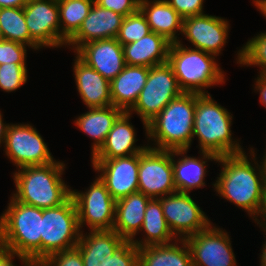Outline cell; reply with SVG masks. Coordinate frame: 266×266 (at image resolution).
I'll return each mask as SVG.
<instances>
[{"label": "cell", "mask_w": 266, "mask_h": 266, "mask_svg": "<svg viewBox=\"0 0 266 266\" xmlns=\"http://www.w3.org/2000/svg\"><path fill=\"white\" fill-rule=\"evenodd\" d=\"M245 153L220 156L217 162L222 164L221 173L212 185L217 194L244 209L254 219L260 207L265 179L261 162H255L254 149L251 148L249 153L254 165Z\"/></svg>", "instance_id": "cell-1"}, {"label": "cell", "mask_w": 266, "mask_h": 266, "mask_svg": "<svg viewBox=\"0 0 266 266\" xmlns=\"http://www.w3.org/2000/svg\"><path fill=\"white\" fill-rule=\"evenodd\" d=\"M65 168V163L55 161L17 169L13 176L16 192H13L12 197L40 209L62 205L71 197L72 190L62 179Z\"/></svg>", "instance_id": "cell-2"}, {"label": "cell", "mask_w": 266, "mask_h": 266, "mask_svg": "<svg viewBox=\"0 0 266 266\" xmlns=\"http://www.w3.org/2000/svg\"><path fill=\"white\" fill-rule=\"evenodd\" d=\"M195 93L183 92L172 99L147 124V137L156 150H188L193 140ZM157 145V146H156Z\"/></svg>", "instance_id": "cell-3"}, {"label": "cell", "mask_w": 266, "mask_h": 266, "mask_svg": "<svg viewBox=\"0 0 266 266\" xmlns=\"http://www.w3.org/2000/svg\"><path fill=\"white\" fill-rule=\"evenodd\" d=\"M232 114L215 102L210 94L195 93L193 139L198 137L200 151L226 156L244 153L232 138Z\"/></svg>", "instance_id": "cell-4"}, {"label": "cell", "mask_w": 266, "mask_h": 266, "mask_svg": "<svg viewBox=\"0 0 266 266\" xmlns=\"http://www.w3.org/2000/svg\"><path fill=\"white\" fill-rule=\"evenodd\" d=\"M215 58L210 53L186 47L181 41L171 43L168 53V63L185 93L210 94L204 89L225 82L224 72Z\"/></svg>", "instance_id": "cell-5"}, {"label": "cell", "mask_w": 266, "mask_h": 266, "mask_svg": "<svg viewBox=\"0 0 266 266\" xmlns=\"http://www.w3.org/2000/svg\"><path fill=\"white\" fill-rule=\"evenodd\" d=\"M7 209L0 216V240L17 252L41 262L42 209L10 198Z\"/></svg>", "instance_id": "cell-6"}, {"label": "cell", "mask_w": 266, "mask_h": 266, "mask_svg": "<svg viewBox=\"0 0 266 266\" xmlns=\"http://www.w3.org/2000/svg\"><path fill=\"white\" fill-rule=\"evenodd\" d=\"M81 230L74 200L54 208L42 209L41 261L58 251L76 247Z\"/></svg>", "instance_id": "cell-7"}, {"label": "cell", "mask_w": 266, "mask_h": 266, "mask_svg": "<svg viewBox=\"0 0 266 266\" xmlns=\"http://www.w3.org/2000/svg\"><path fill=\"white\" fill-rule=\"evenodd\" d=\"M183 91L179 87L173 69L168 62L149 68L145 86L139 94L134 106L128 111L135 112L143 122L147 135V124L153 120L162 109Z\"/></svg>", "instance_id": "cell-8"}, {"label": "cell", "mask_w": 266, "mask_h": 266, "mask_svg": "<svg viewBox=\"0 0 266 266\" xmlns=\"http://www.w3.org/2000/svg\"><path fill=\"white\" fill-rule=\"evenodd\" d=\"M79 228L86 224L90 231L113 230L115 221V203L105 184L96 177L87 191L71 190Z\"/></svg>", "instance_id": "cell-9"}, {"label": "cell", "mask_w": 266, "mask_h": 266, "mask_svg": "<svg viewBox=\"0 0 266 266\" xmlns=\"http://www.w3.org/2000/svg\"><path fill=\"white\" fill-rule=\"evenodd\" d=\"M4 151L16 167L47 165L56 160L33 125L9 124Z\"/></svg>", "instance_id": "cell-10"}, {"label": "cell", "mask_w": 266, "mask_h": 266, "mask_svg": "<svg viewBox=\"0 0 266 266\" xmlns=\"http://www.w3.org/2000/svg\"><path fill=\"white\" fill-rule=\"evenodd\" d=\"M138 191L145 196L161 198L177 192L172 167V151L148 147L139 153Z\"/></svg>", "instance_id": "cell-11"}, {"label": "cell", "mask_w": 266, "mask_h": 266, "mask_svg": "<svg viewBox=\"0 0 266 266\" xmlns=\"http://www.w3.org/2000/svg\"><path fill=\"white\" fill-rule=\"evenodd\" d=\"M159 199L167 225L177 239L197 234L212 224L189 193L175 192Z\"/></svg>", "instance_id": "cell-12"}, {"label": "cell", "mask_w": 266, "mask_h": 266, "mask_svg": "<svg viewBox=\"0 0 266 266\" xmlns=\"http://www.w3.org/2000/svg\"><path fill=\"white\" fill-rule=\"evenodd\" d=\"M212 225L185 238L193 266H237L230 235Z\"/></svg>", "instance_id": "cell-13"}, {"label": "cell", "mask_w": 266, "mask_h": 266, "mask_svg": "<svg viewBox=\"0 0 266 266\" xmlns=\"http://www.w3.org/2000/svg\"><path fill=\"white\" fill-rule=\"evenodd\" d=\"M23 10L30 37L41 48L67 44L61 38L57 0H27Z\"/></svg>", "instance_id": "cell-14"}, {"label": "cell", "mask_w": 266, "mask_h": 266, "mask_svg": "<svg viewBox=\"0 0 266 266\" xmlns=\"http://www.w3.org/2000/svg\"><path fill=\"white\" fill-rule=\"evenodd\" d=\"M91 163L115 201L138 192L139 153L114 159H91Z\"/></svg>", "instance_id": "cell-15"}, {"label": "cell", "mask_w": 266, "mask_h": 266, "mask_svg": "<svg viewBox=\"0 0 266 266\" xmlns=\"http://www.w3.org/2000/svg\"><path fill=\"white\" fill-rule=\"evenodd\" d=\"M229 21L202 14L183 19L182 34L195 49L218 56L227 43Z\"/></svg>", "instance_id": "cell-16"}, {"label": "cell", "mask_w": 266, "mask_h": 266, "mask_svg": "<svg viewBox=\"0 0 266 266\" xmlns=\"http://www.w3.org/2000/svg\"><path fill=\"white\" fill-rule=\"evenodd\" d=\"M75 55L109 82L126 66L122 45L116 38L85 43L75 51Z\"/></svg>", "instance_id": "cell-17"}, {"label": "cell", "mask_w": 266, "mask_h": 266, "mask_svg": "<svg viewBox=\"0 0 266 266\" xmlns=\"http://www.w3.org/2000/svg\"><path fill=\"white\" fill-rule=\"evenodd\" d=\"M124 16L103 8L94 2L78 32L67 42L74 52L83 44L92 41L116 38Z\"/></svg>", "instance_id": "cell-18"}, {"label": "cell", "mask_w": 266, "mask_h": 266, "mask_svg": "<svg viewBox=\"0 0 266 266\" xmlns=\"http://www.w3.org/2000/svg\"><path fill=\"white\" fill-rule=\"evenodd\" d=\"M187 152L188 150L172 151L174 183L177 192L181 193H189L193 189L206 186L204 181L207 172L206 163L208 160L217 163L219 159L218 155L211 152L200 151L202 154L200 159L187 156ZM175 156H179L178 160L175 159ZM180 156L182 157L180 158Z\"/></svg>", "instance_id": "cell-19"}, {"label": "cell", "mask_w": 266, "mask_h": 266, "mask_svg": "<svg viewBox=\"0 0 266 266\" xmlns=\"http://www.w3.org/2000/svg\"><path fill=\"white\" fill-rule=\"evenodd\" d=\"M132 117L129 112H123L115 121L113 127L108 133L104 144L92 156L91 159H114L128 157L144 152L147 146H136V132L129 118Z\"/></svg>", "instance_id": "cell-20"}, {"label": "cell", "mask_w": 266, "mask_h": 266, "mask_svg": "<svg viewBox=\"0 0 266 266\" xmlns=\"http://www.w3.org/2000/svg\"><path fill=\"white\" fill-rule=\"evenodd\" d=\"M75 57L72 65L75 83L84 104L87 108L111 106L110 82L77 55Z\"/></svg>", "instance_id": "cell-21"}, {"label": "cell", "mask_w": 266, "mask_h": 266, "mask_svg": "<svg viewBox=\"0 0 266 266\" xmlns=\"http://www.w3.org/2000/svg\"><path fill=\"white\" fill-rule=\"evenodd\" d=\"M149 68L126 65L110 82L112 105L128 112L136 103L148 78Z\"/></svg>", "instance_id": "cell-22"}, {"label": "cell", "mask_w": 266, "mask_h": 266, "mask_svg": "<svg viewBox=\"0 0 266 266\" xmlns=\"http://www.w3.org/2000/svg\"><path fill=\"white\" fill-rule=\"evenodd\" d=\"M171 42L151 31L136 42L122 45L126 65L152 67L168 62Z\"/></svg>", "instance_id": "cell-23"}, {"label": "cell", "mask_w": 266, "mask_h": 266, "mask_svg": "<svg viewBox=\"0 0 266 266\" xmlns=\"http://www.w3.org/2000/svg\"><path fill=\"white\" fill-rule=\"evenodd\" d=\"M150 199L138 191L116 200L113 230L125 240L134 239L140 232Z\"/></svg>", "instance_id": "cell-24"}, {"label": "cell", "mask_w": 266, "mask_h": 266, "mask_svg": "<svg viewBox=\"0 0 266 266\" xmlns=\"http://www.w3.org/2000/svg\"><path fill=\"white\" fill-rule=\"evenodd\" d=\"M81 231L76 247L83 258L84 266H107L115 249L125 240L114 230Z\"/></svg>", "instance_id": "cell-25"}, {"label": "cell", "mask_w": 266, "mask_h": 266, "mask_svg": "<svg viewBox=\"0 0 266 266\" xmlns=\"http://www.w3.org/2000/svg\"><path fill=\"white\" fill-rule=\"evenodd\" d=\"M139 9L145 15L150 30L164 36L169 42H179L183 18L165 0H140ZM178 37V38H177Z\"/></svg>", "instance_id": "cell-26"}, {"label": "cell", "mask_w": 266, "mask_h": 266, "mask_svg": "<svg viewBox=\"0 0 266 266\" xmlns=\"http://www.w3.org/2000/svg\"><path fill=\"white\" fill-rule=\"evenodd\" d=\"M74 121L76 126L93 139L91 156L104 144L108 133L117 118L124 112L113 105L106 107L88 108Z\"/></svg>", "instance_id": "cell-27"}, {"label": "cell", "mask_w": 266, "mask_h": 266, "mask_svg": "<svg viewBox=\"0 0 266 266\" xmlns=\"http://www.w3.org/2000/svg\"><path fill=\"white\" fill-rule=\"evenodd\" d=\"M139 266H193V263L185 239H177L170 244L139 248Z\"/></svg>", "instance_id": "cell-28"}, {"label": "cell", "mask_w": 266, "mask_h": 266, "mask_svg": "<svg viewBox=\"0 0 266 266\" xmlns=\"http://www.w3.org/2000/svg\"><path fill=\"white\" fill-rule=\"evenodd\" d=\"M140 231L145 233L141 240L132 239L138 248L149 245L170 244L177 238L170 231L161 205L160 199L149 200L144 214V221Z\"/></svg>", "instance_id": "cell-29"}, {"label": "cell", "mask_w": 266, "mask_h": 266, "mask_svg": "<svg viewBox=\"0 0 266 266\" xmlns=\"http://www.w3.org/2000/svg\"><path fill=\"white\" fill-rule=\"evenodd\" d=\"M61 38L67 43L80 29L94 0H57Z\"/></svg>", "instance_id": "cell-30"}, {"label": "cell", "mask_w": 266, "mask_h": 266, "mask_svg": "<svg viewBox=\"0 0 266 266\" xmlns=\"http://www.w3.org/2000/svg\"><path fill=\"white\" fill-rule=\"evenodd\" d=\"M0 26L4 40L19 42L35 50L41 49L30 37L23 8H0Z\"/></svg>", "instance_id": "cell-31"}, {"label": "cell", "mask_w": 266, "mask_h": 266, "mask_svg": "<svg viewBox=\"0 0 266 266\" xmlns=\"http://www.w3.org/2000/svg\"><path fill=\"white\" fill-rule=\"evenodd\" d=\"M237 63L242 66L261 67L260 74H266V32L254 36L237 52Z\"/></svg>", "instance_id": "cell-32"}, {"label": "cell", "mask_w": 266, "mask_h": 266, "mask_svg": "<svg viewBox=\"0 0 266 266\" xmlns=\"http://www.w3.org/2000/svg\"><path fill=\"white\" fill-rule=\"evenodd\" d=\"M150 32V26L145 15L138 9L135 13L124 17L116 39L121 45L130 44Z\"/></svg>", "instance_id": "cell-33"}, {"label": "cell", "mask_w": 266, "mask_h": 266, "mask_svg": "<svg viewBox=\"0 0 266 266\" xmlns=\"http://www.w3.org/2000/svg\"><path fill=\"white\" fill-rule=\"evenodd\" d=\"M26 63H6L0 65V89L13 92L27 82Z\"/></svg>", "instance_id": "cell-34"}, {"label": "cell", "mask_w": 266, "mask_h": 266, "mask_svg": "<svg viewBox=\"0 0 266 266\" xmlns=\"http://www.w3.org/2000/svg\"><path fill=\"white\" fill-rule=\"evenodd\" d=\"M107 266H139V248L132 240H124L115 249Z\"/></svg>", "instance_id": "cell-35"}, {"label": "cell", "mask_w": 266, "mask_h": 266, "mask_svg": "<svg viewBox=\"0 0 266 266\" xmlns=\"http://www.w3.org/2000/svg\"><path fill=\"white\" fill-rule=\"evenodd\" d=\"M37 266H84V262L79 249L74 247L47 256Z\"/></svg>", "instance_id": "cell-36"}, {"label": "cell", "mask_w": 266, "mask_h": 266, "mask_svg": "<svg viewBox=\"0 0 266 266\" xmlns=\"http://www.w3.org/2000/svg\"><path fill=\"white\" fill-rule=\"evenodd\" d=\"M27 45L10 40H0V65L26 63Z\"/></svg>", "instance_id": "cell-37"}, {"label": "cell", "mask_w": 266, "mask_h": 266, "mask_svg": "<svg viewBox=\"0 0 266 266\" xmlns=\"http://www.w3.org/2000/svg\"><path fill=\"white\" fill-rule=\"evenodd\" d=\"M184 19L204 14V0H165Z\"/></svg>", "instance_id": "cell-38"}, {"label": "cell", "mask_w": 266, "mask_h": 266, "mask_svg": "<svg viewBox=\"0 0 266 266\" xmlns=\"http://www.w3.org/2000/svg\"><path fill=\"white\" fill-rule=\"evenodd\" d=\"M99 6L118 14L128 16L139 9L140 0H94Z\"/></svg>", "instance_id": "cell-39"}, {"label": "cell", "mask_w": 266, "mask_h": 266, "mask_svg": "<svg viewBox=\"0 0 266 266\" xmlns=\"http://www.w3.org/2000/svg\"><path fill=\"white\" fill-rule=\"evenodd\" d=\"M17 256L23 266H37V264L27 255L6 247L0 240V266H15L14 257Z\"/></svg>", "instance_id": "cell-40"}, {"label": "cell", "mask_w": 266, "mask_h": 266, "mask_svg": "<svg viewBox=\"0 0 266 266\" xmlns=\"http://www.w3.org/2000/svg\"><path fill=\"white\" fill-rule=\"evenodd\" d=\"M259 216L262 219H258ZM254 221L255 223L257 222V225L259 224L260 227H262L264 231H266V182L264 183V186H263V193L261 197L260 207H259L256 217L254 218Z\"/></svg>", "instance_id": "cell-41"}, {"label": "cell", "mask_w": 266, "mask_h": 266, "mask_svg": "<svg viewBox=\"0 0 266 266\" xmlns=\"http://www.w3.org/2000/svg\"><path fill=\"white\" fill-rule=\"evenodd\" d=\"M255 89L260 94V103L266 108V74H260L256 78Z\"/></svg>", "instance_id": "cell-42"}, {"label": "cell", "mask_w": 266, "mask_h": 266, "mask_svg": "<svg viewBox=\"0 0 266 266\" xmlns=\"http://www.w3.org/2000/svg\"><path fill=\"white\" fill-rule=\"evenodd\" d=\"M27 0H0V8H23Z\"/></svg>", "instance_id": "cell-43"}, {"label": "cell", "mask_w": 266, "mask_h": 266, "mask_svg": "<svg viewBox=\"0 0 266 266\" xmlns=\"http://www.w3.org/2000/svg\"><path fill=\"white\" fill-rule=\"evenodd\" d=\"M2 116L3 115L1 114V111H0V147H1V144H3L5 142V137L7 134V128L9 126L8 123L6 124L3 122Z\"/></svg>", "instance_id": "cell-44"}, {"label": "cell", "mask_w": 266, "mask_h": 266, "mask_svg": "<svg viewBox=\"0 0 266 266\" xmlns=\"http://www.w3.org/2000/svg\"><path fill=\"white\" fill-rule=\"evenodd\" d=\"M257 9L260 10L261 14L266 18V0H253L252 1Z\"/></svg>", "instance_id": "cell-45"}, {"label": "cell", "mask_w": 266, "mask_h": 266, "mask_svg": "<svg viewBox=\"0 0 266 266\" xmlns=\"http://www.w3.org/2000/svg\"><path fill=\"white\" fill-rule=\"evenodd\" d=\"M266 233V231H265ZM266 235V234H265ZM262 254H260V266H266V241H265V244L263 245V248H262Z\"/></svg>", "instance_id": "cell-46"}, {"label": "cell", "mask_w": 266, "mask_h": 266, "mask_svg": "<svg viewBox=\"0 0 266 266\" xmlns=\"http://www.w3.org/2000/svg\"><path fill=\"white\" fill-rule=\"evenodd\" d=\"M261 165H262V169H263V175H264V179H265V182H266V152L263 156V159L261 161Z\"/></svg>", "instance_id": "cell-47"}, {"label": "cell", "mask_w": 266, "mask_h": 266, "mask_svg": "<svg viewBox=\"0 0 266 266\" xmlns=\"http://www.w3.org/2000/svg\"><path fill=\"white\" fill-rule=\"evenodd\" d=\"M3 39V35H2V30H1V26H0V40Z\"/></svg>", "instance_id": "cell-48"}]
</instances>
